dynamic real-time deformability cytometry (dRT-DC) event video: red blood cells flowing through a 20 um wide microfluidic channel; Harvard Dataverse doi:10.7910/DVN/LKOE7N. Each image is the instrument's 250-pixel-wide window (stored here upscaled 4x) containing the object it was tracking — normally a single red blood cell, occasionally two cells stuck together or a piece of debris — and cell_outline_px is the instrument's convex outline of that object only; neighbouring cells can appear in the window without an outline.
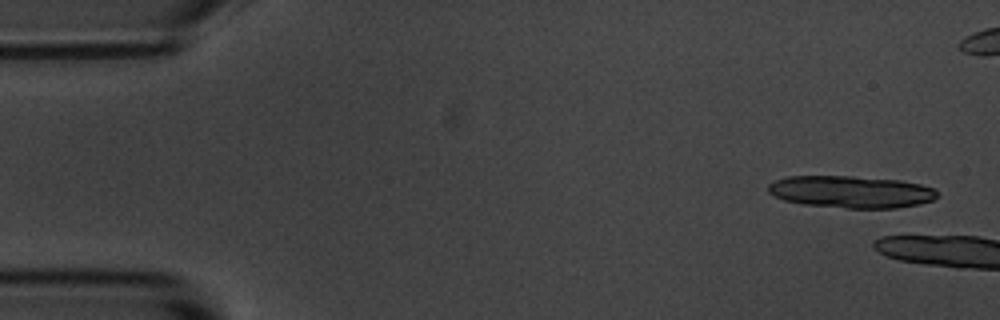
{"species": "common noctule bat (a hibernating species)", "species_latin": "Nyctalus noctula", "temperature_condition": "room temperature", "stored_images_in_passage": 2, "camera_frame_rate_fps": 3000, "um_per_image_px": 0.085, "animal": {"sex": "male", "body_mass_g": 20.1, "forearm_length_mm": 53.5}, "frame": {"image": 1, "passage_image": 1, "time_ms": 0.0, "image_size_px": [1000, 320], "cell_outline_px": [[936, 196], [932, 200], [920, 204], [896, 208], [848, 208], [804, 204], [784, 200], [768, 192], [768, 184], [776, 180], [788, 176], [852, 176], [900, 180], [920, 184], [932, 188], [936, 192]], "centroid_in_image_um": [72.33, 16.3], "position_along_channel_um": 12.7, "area_um2": 31.44}}